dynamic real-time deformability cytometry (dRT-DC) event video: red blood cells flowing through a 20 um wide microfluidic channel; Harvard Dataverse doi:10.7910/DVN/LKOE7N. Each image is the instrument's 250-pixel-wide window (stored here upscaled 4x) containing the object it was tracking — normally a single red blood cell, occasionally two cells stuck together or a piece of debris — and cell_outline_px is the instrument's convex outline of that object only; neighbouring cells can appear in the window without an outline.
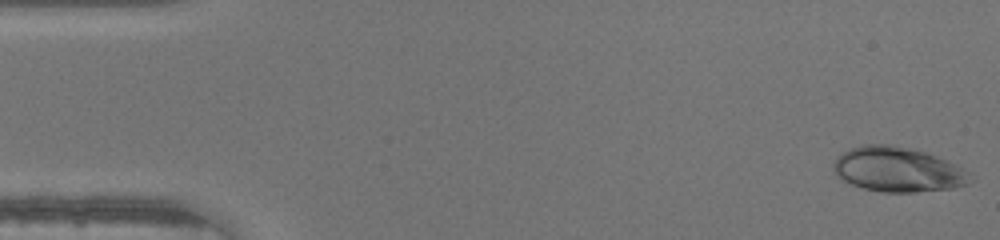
{"species": "human", "species_latin": "Homo sapiens", "temperature_condition": "warm", "stored_images_in_passage": 46, "camera_frame_rate_fps": 3000, "um_per_image_px": 0.085, "donor": {"sex": "male"}, "frame": {"image": 1, "passage_image": 1, "time_ms": 0.0, "image_size_px": [1000, 240], "cell_outline_px": [[976, 180], [968, 184], [952, 188], [916, 192], [884, 192], [864, 188], [852, 184], [844, 180], [836, 172], [832, 164], [844, 152], [852, 148], [864, 144], [888, 144], [908, 148], [924, 152], [936, 156], [964, 168]], "centroid_in_image_um": [76.38, 14.42], "position_along_channel_um": 8.6, "area_um2": 35.32}}
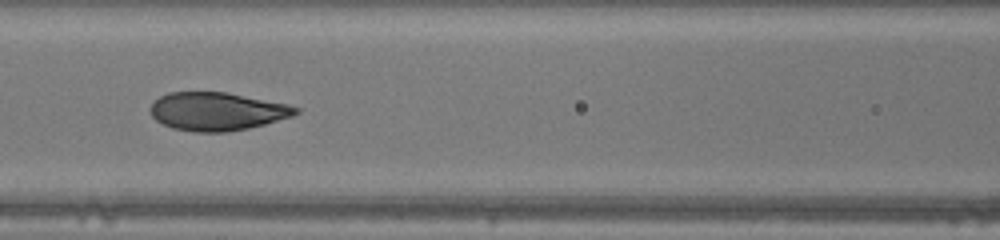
{"frame": {"image": 2, "passage_image": 20, "time_ms": 6.333, "image_size_px": [1000, 240], "cell_outline_px": [[300, 112], [292, 116], [264, 124], [248, 128], [228, 132], [196, 132], [172, 128], [156, 120], [152, 116], [148, 108], [160, 96], [168, 92], [224, 92], [288, 104], [300, 108]], "centroid_in_image_um": [18.44, 9.47], "position_along_channel_um": 148.2, "area_um2": 32.25}}
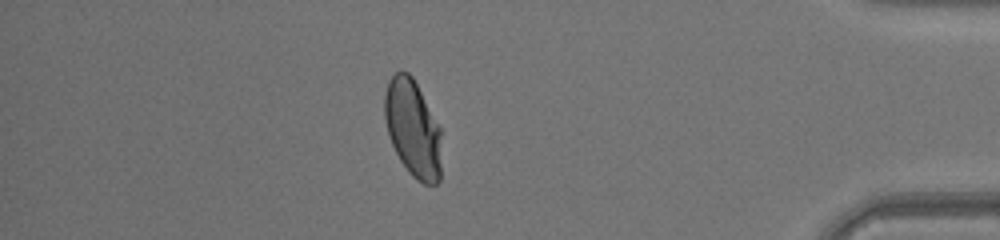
{"frame": {"image": 3, "passage_image": 40, "time_ms": 13.0, "image_size_px": [1000, 240], "cell_outline_px": [[440, 180], [436, 184], [424, 184], [416, 180], [408, 172], [400, 160], [388, 136], [384, 116], [384, 92], [388, 80], [396, 72], [408, 72], [412, 76], [440, 128]], "centroid_in_image_um": [35.06, 10.93], "position_along_channel_um": 400.1, "area_um2": 32.08}}